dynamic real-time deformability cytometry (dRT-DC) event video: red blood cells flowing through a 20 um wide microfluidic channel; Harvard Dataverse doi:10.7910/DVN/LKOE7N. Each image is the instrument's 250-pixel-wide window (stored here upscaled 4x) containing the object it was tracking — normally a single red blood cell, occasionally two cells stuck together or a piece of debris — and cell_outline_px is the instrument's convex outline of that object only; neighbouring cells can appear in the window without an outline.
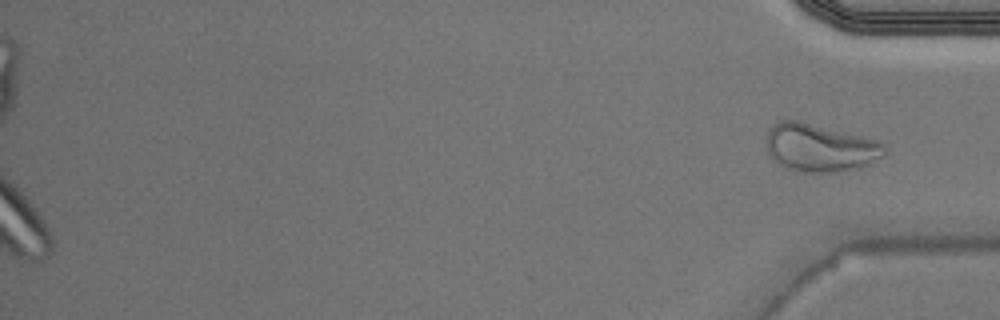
{"species": "Egyptian fruit bat (a non-hibernating species)", "species_latin": "Rousettus aegyptiacus", "temperature_condition": "warm", "stored_images_in_passage": 32, "camera_frame_rate_fps": 3000, "um_per_image_px": 0.085, "animal": {"sex": "male"}, "frame": {"image": 1, "passage_image": 32, "time_ms": 10.333, "image_size_px": [1000, 320], "cell_outline_px": [[888, 152], [884, 156], [860, 168], [840, 172], [796, 172], [784, 168], [768, 152], [764, 140], [768, 128], [772, 124], [780, 120], [800, 120], [880, 140], [888, 148]], "centroid_in_image_um": [69.71, 12.54], "position_along_channel_um": 365.5, "area_um2": 33.87}}